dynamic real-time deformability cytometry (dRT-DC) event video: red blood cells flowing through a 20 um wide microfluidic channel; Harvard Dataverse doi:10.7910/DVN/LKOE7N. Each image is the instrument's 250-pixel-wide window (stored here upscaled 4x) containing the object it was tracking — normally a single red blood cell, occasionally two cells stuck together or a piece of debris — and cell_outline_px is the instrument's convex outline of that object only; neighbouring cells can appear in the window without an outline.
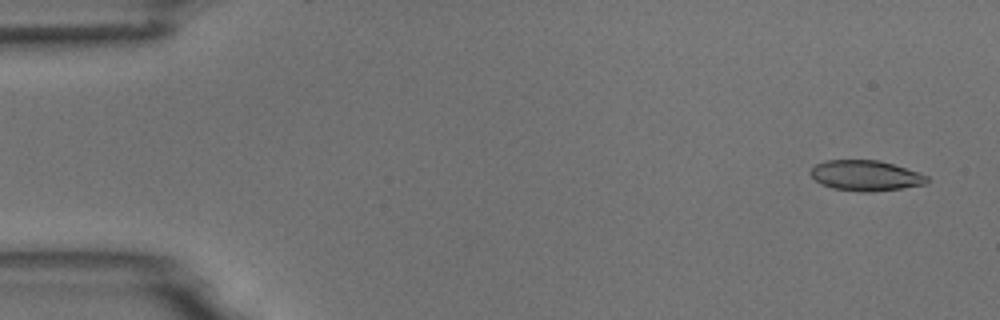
{"species": "common noctule bat (a hibernating species)", "species_latin": "Nyctalus noctula", "temperature_condition": "room temperature", "stored_images_in_passage": 5, "camera_frame_rate_fps": 3000, "um_per_image_px": 0.085, "animal": {"sex": "male", "body_mass_g": 18.8}, "frame": {"image": 1, "passage_image": 1, "time_ms": 0.0, "image_size_px": [1000, 320], "cell_outline_px": [[928, 180], [924, 184], [900, 188], [872, 192], [860, 192], [832, 188], [820, 184], [808, 172], [816, 164], [828, 160], [880, 160], [920, 172], [928, 176]], "centroid_in_image_um": [73.57, 14.92], "position_along_channel_um": 11.4, "area_um2": 20.69}}
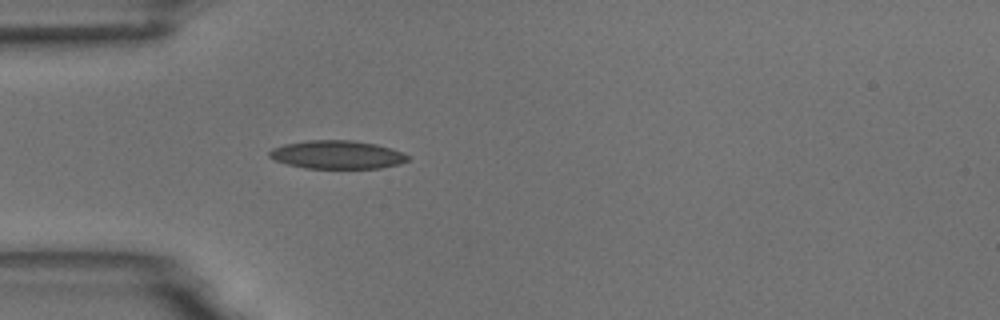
{"frame": {"image": 2, "passage_image": 5, "time_ms": 4.333, "image_size_px": [1000, 320], "cell_outline_px": [[408, 160], [400, 164], [380, 168], [304, 168], [288, 164], [276, 160], [268, 156], [268, 152], [272, 148], [284, 144], [308, 140], [352, 140], [376, 144], [392, 148], [408, 156]], "centroid_in_image_um": [28.64, 13.14], "position_along_channel_um": 56.4, "area_um2": 22.77}}